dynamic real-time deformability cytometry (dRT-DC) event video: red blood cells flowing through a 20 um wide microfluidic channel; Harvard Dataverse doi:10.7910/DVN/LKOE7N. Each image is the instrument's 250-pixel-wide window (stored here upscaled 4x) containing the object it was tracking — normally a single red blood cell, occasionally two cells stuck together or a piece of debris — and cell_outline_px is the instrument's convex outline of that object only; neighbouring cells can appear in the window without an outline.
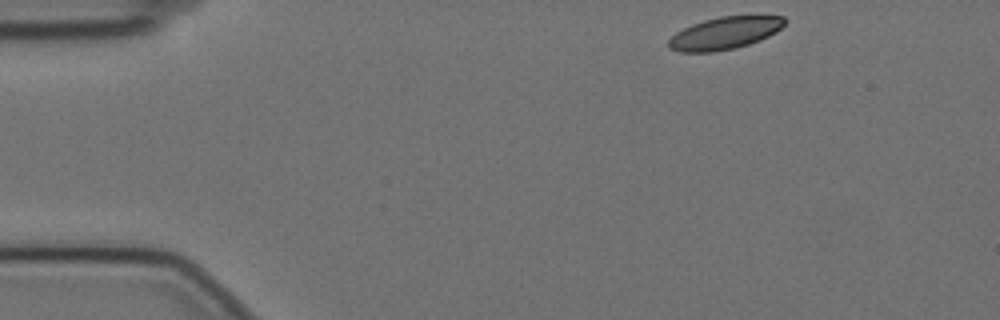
{"species": "Egyptian fruit bat (a non-hibernating species)", "species_latin": "Rousettus aegyptiacus", "temperature_condition": "cold", "stored_images_in_passage": 22, "camera_frame_rate_fps": 3000, "um_per_image_px": 0.085, "animal": {"sex": "female"}, "frame": {"image": 1, "passage_image": 1, "time_ms": 0.0, "image_size_px": [1000, 320], "cell_outline_px": [[788, 20], [776, 32], [760, 40], [736, 48], [712, 52], [680, 52], [668, 48], [668, 40], [676, 32], [692, 24], [704, 20], [720, 16], [784, 16]], "centroid_in_image_um": [61.59, 2.82], "position_along_channel_um": 23.4, "area_um2": 21.85}}
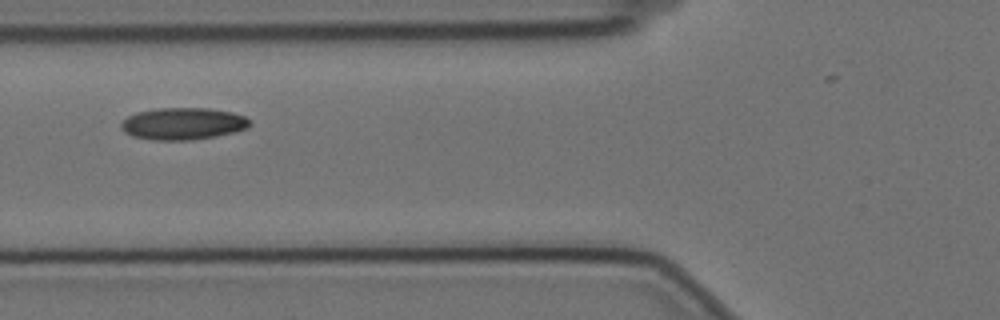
{"frame": {"image": 2, "passage_image": 15, "time_ms": 4.667, "image_size_px": [1000, 320], "cell_outline_px": [[252, 124], [248, 128], [236, 132], [216, 136], [192, 140], [152, 140], [132, 136], [124, 132], [120, 128], [120, 124], [128, 116], [136, 112], [156, 108], [208, 108], [232, 112], [244, 116], [252, 120]], "centroid_in_image_um": [15.57, 10.51], "position_along_channel_um": 110.2, "area_um2": 24.33}}
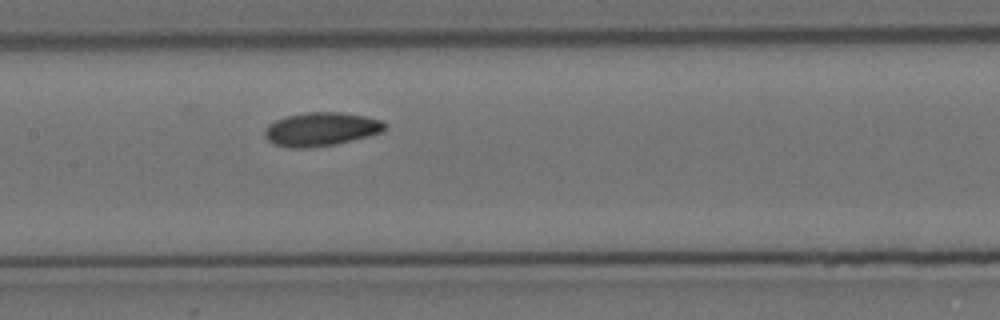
{"frame": {"image": 3, "passage_image": 21, "time_ms": 6.667, "image_size_px": [1000, 320], "cell_outline_px": [[388, 124], [384, 132], [336, 144], [312, 148], [288, 148], [272, 144], [264, 136], [264, 128], [268, 124], [284, 116], [304, 112], [340, 112], [364, 116], [384, 120]], "centroid_in_image_um": [27.29, 10.98], "position_along_channel_um": 180.1, "area_um2": 24.04}}